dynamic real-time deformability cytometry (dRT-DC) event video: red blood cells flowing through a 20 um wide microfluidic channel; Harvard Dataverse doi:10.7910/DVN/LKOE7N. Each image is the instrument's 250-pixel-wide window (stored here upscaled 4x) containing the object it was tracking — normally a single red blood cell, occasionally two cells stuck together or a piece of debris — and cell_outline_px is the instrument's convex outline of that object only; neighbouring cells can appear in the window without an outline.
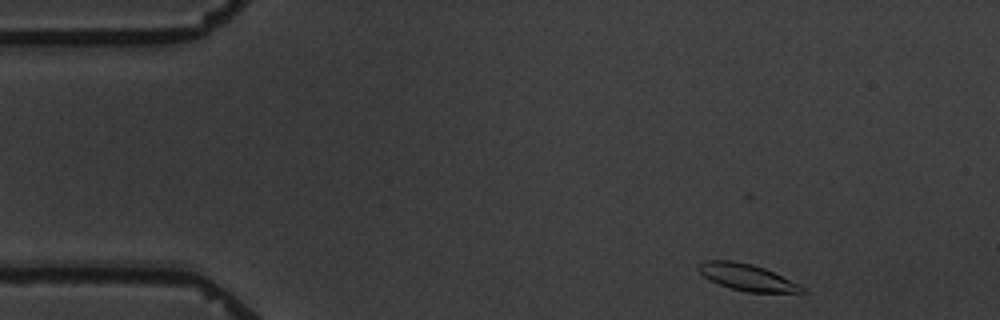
{"species": "common noctule bat (a hibernating species)", "species_latin": "Nyctalus noctula", "temperature_condition": "warm", "stored_images_in_passage": 5, "camera_frame_rate_fps": 3000, "um_per_image_px": 0.085, "animal": {"sex": "male", "body_mass_g": 19.5, "forearm_length_mm": 54.6}, "frame": {"image": 1, "passage_image": 1, "time_ms": 0.0, "image_size_px": [1000, 320], "cell_outline_px": [[808, 292], [748, 292], [732, 288], [720, 284], [704, 276], [696, 268], [700, 264], [708, 260], [732, 260], [752, 264], [764, 268], [800, 284]], "centroid_in_image_um": [63.52, 23.56], "position_along_channel_um": 21.5, "area_um2": 15.72}}
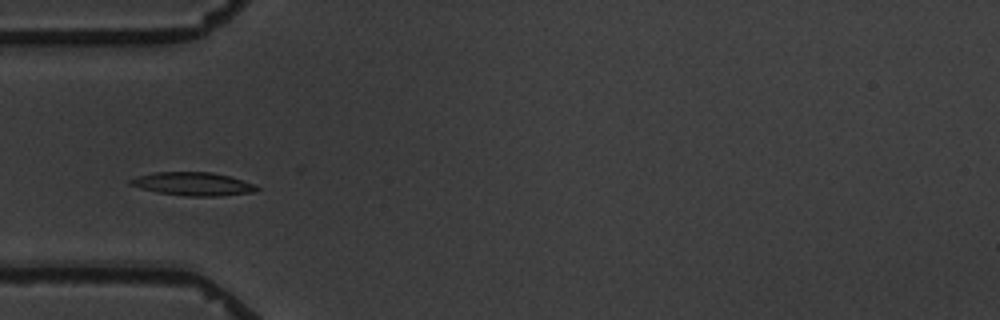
{"frame": {"image": 2, "passage_image": 4, "time_ms": 3.667, "image_size_px": [1000, 320], "cell_outline_px": [[260, 188], [252, 192], [220, 196], [184, 196], [156, 192], [140, 188], [128, 184], [128, 180], [140, 176], [156, 172], [212, 172], [228, 176], [252, 184]], "centroid_in_image_um": [16.35, 15.64], "position_along_channel_um": 68.6, "area_um2": 16.94}}
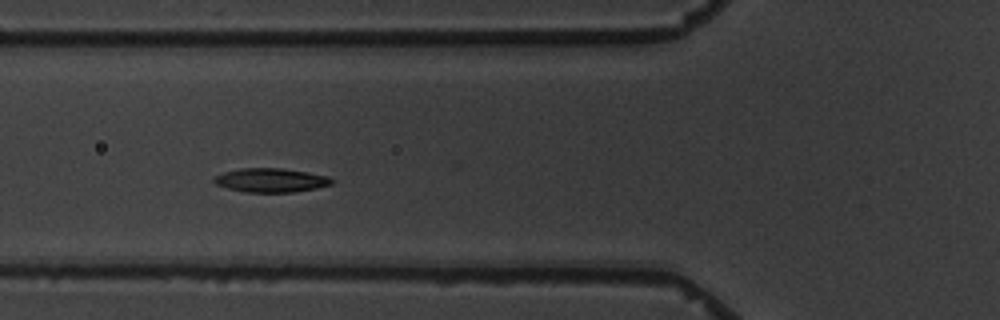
{"frame": {"image": 3, "passage_image": 5, "time_ms": 4.667, "image_size_px": [1000, 320], "cell_outline_px": [[336, 180], [332, 184], [316, 188], [292, 192], [244, 192], [228, 188], [216, 184], [212, 180], [216, 176], [224, 172], [240, 168], [280, 168], [308, 172], [328, 176]], "centroid_in_image_um": [23.05, 15.31], "position_along_channel_um": 102.8, "area_um2": 16.42}}